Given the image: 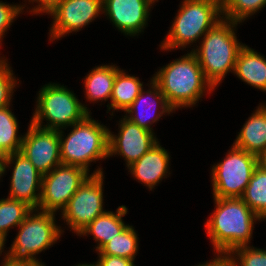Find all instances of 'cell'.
<instances>
[{
  "instance_id": "obj_12",
  "label": "cell",
  "mask_w": 266,
  "mask_h": 266,
  "mask_svg": "<svg viewBox=\"0 0 266 266\" xmlns=\"http://www.w3.org/2000/svg\"><path fill=\"white\" fill-rule=\"evenodd\" d=\"M20 153L42 174L50 173L62 164L59 130L43 129L30 122L24 134Z\"/></svg>"
},
{
  "instance_id": "obj_8",
  "label": "cell",
  "mask_w": 266,
  "mask_h": 266,
  "mask_svg": "<svg viewBox=\"0 0 266 266\" xmlns=\"http://www.w3.org/2000/svg\"><path fill=\"white\" fill-rule=\"evenodd\" d=\"M257 166L256 155L232 144L223 160L210 168L213 197L241 198Z\"/></svg>"
},
{
  "instance_id": "obj_30",
  "label": "cell",
  "mask_w": 266,
  "mask_h": 266,
  "mask_svg": "<svg viewBox=\"0 0 266 266\" xmlns=\"http://www.w3.org/2000/svg\"><path fill=\"white\" fill-rule=\"evenodd\" d=\"M23 8L20 4H9L7 2L0 1V47L2 45V39L6 36L8 29L20 14H23ZM19 15V16H18ZM6 32V33H5Z\"/></svg>"
},
{
  "instance_id": "obj_1",
  "label": "cell",
  "mask_w": 266,
  "mask_h": 266,
  "mask_svg": "<svg viewBox=\"0 0 266 266\" xmlns=\"http://www.w3.org/2000/svg\"><path fill=\"white\" fill-rule=\"evenodd\" d=\"M213 198L215 210L205 222V231L214 253L229 254L250 245L254 223L262 220L241 198Z\"/></svg>"
},
{
  "instance_id": "obj_10",
  "label": "cell",
  "mask_w": 266,
  "mask_h": 266,
  "mask_svg": "<svg viewBox=\"0 0 266 266\" xmlns=\"http://www.w3.org/2000/svg\"><path fill=\"white\" fill-rule=\"evenodd\" d=\"M89 175L83 168L65 164L43 175L38 210L61 212Z\"/></svg>"
},
{
  "instance_id": "obj_14",
  "label": "cell",
  "mask_w": 266,
  "mask_h": 266,
  "mask_svg": "<svg viewBox=\"0 0 266 266\" xmlns=\"http://www.w3.org/2000/svg\"><path fill=\"white\" fill-rule=\"evenodd\" d=\"M13 166L10 177L8 198L26 203L32 209H38L41 195L42 174L22 153L6 155V169Z\"/></svg>"
},
{
  "instance_id": "obj_3",
  "label": "cell",
  "mask_w": 266,
  "mask_h": 266,
  "mask_svg": "<svg viewBox=\"0 0 266 266\" xmlns=\"http://www.w3.org/2000/svg\"><path fill=\"white\" fill-rule=\"evenodd\" d=\"M240 23L222 18L191 52L196 56L206 80L216 89L228 73H233L239 50L245 45L236 36Z\"/></svg>"
},
{
  "instance_id": "obj_22",
  "label": "cell",
  "mask_w": 266,
  "mask_h": 266,
  "mask_svg": "<svg viewBox=\"0 0 266 266\" xmlns=\"http://www.w3.org/2000/svg\"><path fill=\"white\" fill-rule=\"evenodd\" d=\"M144 88L143 82L139 77H135L132 74H127L125 70L119 69L114 79L112 95L110 103L108 102L107 113L111 111V116H114V112L124 111L135 101L139 93Z\"/></svg>"
},
{
  "instance_id": "obj_23",
  "label": "cell",
  "mask_w": 266,
  "mask_h": 266,
  "mask_svg": "<svg viewBox=\"0 0 266 266\" xmlns=\"http://www.w3.org/2000/svg\"><path fill=\"white\" fill-rule=\"evenodd\" d=\"M241 199L261 219L266 220V171L257 166Z\"/></svg>"
},
{
  "instance_id": "obj_24",
  "label": "cell",
  "mask_w": 266,
  "mask_h": 266,
  "mask_svg": "<svg viewBox=\"0 0 266 266\" xmlns=\"http://www.w3.org/2000/svg\"><path fill=\"white\" fill-rule=\"evenodd\" d=\"M10 107L0 109V153L5 155L20 152L24 137L18 135V120Z\"/></svg>"
},
{
  "instance_id": "obj_2",
  "label": "cell",
  "mask_w": 266,
  "mask_h": 266,
  "mask_svg": "<svg viewBox=\"0 0 266 266\" xmlns=\"http://www.w3.org/2000/svg\"><path fill=\"white\" fill-rule=\"evenodd\" d=\"M152 79L175 112L197 106L206 93L210 95L215 90L191 51L161 67Z\"/></svg>"
},
{
  "instance_id": "obj_38",
  "label": "cell",
  "mask_w": 266,
  "mask_h": 266,
  "mask_svg": "<svg viewBox=\"0 0 266 266\" xmlns=\"http://www.w3.org/2000/svg\"><path fill=\"white\" fill-rule=\"evenodd\" d=\"M6 244V241H4L1 237H0V257L1 255L3 256L2 253L6 254V250L4 249ZM5 250V251H4Z\"/></svg>"
},
{
  "instance_id": "obj_36",
  "label": "cell",
  "mask_w": 266,
  "mask_h": 266,
  "mask_svg": "<svg viewBox=\"0 0 266 266\" xmlns=\"http://www.w3.org/2000/svg\"><path fill=\"white\" fill-rule=\"evenodd\" d=\"M5 161H6V155L3 153H0V181L1 177L5 174Z\"/></svg>"
},
{
  "instance_id": "obj_15",
  "label": "cell",
  "mask_w": 266,
  "mask_h": 266,
  "mask_svg": "<svg viewBox=\"0 0 266 266\" xmlns=\"http://www.w3.org/2000/svg\"><path fill=\"white\" fill-rule=\"evenodd\" d=\"M155 3L153 0H103V14L123 35L135 37L147 27Z\"/></svg>"
},
{
  "instance_id": "obj_39",
  "label": "cell",
  "mask_w": 266,
  "mask_h": 266,
  "mask_svg": "<svg viewBox=\"0 0 266 266\" xmlns=\"http://www.w3.org/2000/svg\"><path fill=\"white\" fill-rule=\"evenodd\" d=\"M75 266H99L96 262H93V263H78L77 265H75Z\"/></svg>"
},
{
  "instance_id": "obj_18",
  "label": "cell",
  "mask_w": 266,
  "mask_h": 266,
  "mask_svg": "<svg viewBox=\"0 0 266 266\" xmlns=\"http://www.w3.org/2000/svg\"><path fill=\"white\" fill-rule=\"evenodd\" d=\"M233 145L257 157L266 150V103H259L238 132Z\"/></svg>"
},
{
  "instance_id": "obj_33",
  "label": "cell",
  "mask_w": 266,
  "mask_h": 266,
  "mask_svg": "<svg viewBox=\"0 0 266 266\" xmlns=\"http://www.w3.org/2000/svg\"><path fill=\"white\" fill-rule=\"evenodd\" d=\"M217 254V255H216ZM214 258L204 262L203 264L199 263L194 266H229V257L228 254L224 253H215Z\"/></svg>"
},
{
  "instance_id": "obj_34",
  "label": "cell",
  "mask_w": 266,
  "mask_h": 266,
  "mask_svg": "<svg viewBox=\"0 0 266 266\" xmlns=\"http://www.w3.org/2000/svg\"><path fill=\"white\" fill-rule=\"evenodd\" d=\"M0 264L1 266H32L26 261L13 260L7 254H4L3 260Z\"/></svg>"
},
{
  "instance_id": "obj_4",
  "label": "cell",
  "mask_w": 266,
  "mask_h": 266,
  "mask_svg": "<svg viewBox=\"0 0 266 266\" xmlns=\"http://www.w3.org/2000/svg\"><path fill=\"white\" fill-rule=\"evenodd\" d=\"M65 137L64 128L59 130L60 159L62 164L77 166L90 172L91 162L108 159L109 128L92 119L88 114L73 124Z\"/></svg>"
},
{
  "instance_id": "obj_6",
  "label": "cell",
  "mask_w": 266,
  "mask_h": 266,
  "mask_svg": "<svg viewBox=\"0 0 266 266\" xmlns=\"http://www.w3.org/2000/svg\"><path fill=\"white\" fill-rule=\"evenodd\" d=\"M37 93L35 111L30 122L43 129H67L82 121L91 110L80 102L76 93L58 83H48ZM46 121L47 124H44ZM44 124V125H43Z\"/></svg>"
},
{
  "instance_id": "obj_32",
  "label": "cell",
  "mask_w": 266,
  "mask_h": 266,
  "mask_svg": "<svg viewBox=\"0 0 266 266\" xmlns=\"http://www.w3.org/2000/svg\"><path fill=\"white\" fill-rule=\"evenodd\" d=\"M96 263L99 266H136L135 260L126 259L113 255H98Z\"/></svg>"
},
{
  "instance_id": "obj_28",
  "label": "cell",
  "mask_w": 266,
  "mask_h": 266,
  "mask_svg": "<svg viewBox=\"0 0 266 266\" xmlns=\"http://www.w3.org/2000/svg\"><path fill=\"white\" fill-rule=\"evenodd\" d=\"M229 266H266V249L244 245L229 254Z\"/></svg>"
},
{
  "instance_id": "obj_35",
  "label": "cell",
  "mask_w": 266,
  "mask_h": 266,
  "mask_svg": "<svg viewBox=\"0 0 266 266\" xmlns=\"http://www.w3.org/2000/svg\"><path fill=\"white\" fill-rule=\"evenodd\" d=\"M257 158H258V166L266 171V150L263 151Z\"/></svg>"
},
{
  "instance_id": "obj_13",
  "label": "cell",
  "mask_w": 266,
  "mask_h": 266,
  "mask_svg": "<svg viewBox=\"0 0 266 266\" xmlns=\"http://www.w3.org/2000/svg\"><path fill=\"white\" fill-rule=\"evenodd\" d=\"M118 134L109 129L108 158L114 155L124 158L126 167L136 162L159 140L156 134L132 123L126 117L118 121Z\"/></svg>"
},
{
  "instance_id": "obj_9",
  "label": "cell",
  "mask_w": 266,
  "mask_h": 266,
  "mask_svg": "<svg viewBox=\"0 0 266 266\" xmlns=\"http://www.w3.org/2000/svg\"><path fill=\"white\" fill-rule=\"evenodd\" d=\"M104 179L103 168L97 169L84 180L71 197L60 217L72 233L78 234L85 229L104 210Z\"/></svg>"
},
{
  "instance_id": "obj_5",
  "label": "cell",
  "mask_w": 266,
  "mask_h": 266,
  "mask_svg": "<svg viewBox=\"0 0 266 266\" xmlns=\"http://www.w3.org/2000/svg\"><path fill=\"white\" fill-rule=\"evenodd\" d=\"M174 16L170 30L159 47L161 51L190 48L222 17V9L208 0H183Z\"/></svg>"
},
{
  "instance_id": "obj_11",
  "label": "cell",
  "mask_w": 266,
  "mask_h": 266,
  "mask_svg": "<svg viewBox=\"0 0 266 266\" xmlns=\"http://www.w3.org/2000/svg\"><path fill=\"white\" fill-rule=\"evenodd\" d=\"M103 14V0H61L47 15L53 19L49 41L79 32Z\"/></svg>"
},
{
  "instance_id": "obj_29",
  "label": "cell",
  "mask_w": 266,
  "mask_h": 266,
  "mask_svg": "<svg viewBox=\"0 0 266 266\" xmlns=\"http://www.w3.org/2000/svg\"><path fill=\"white\" fill-rule=\"evenodd\" d=\"M12 67L8 59L0 57V109L12 105V97L17 85L21 84L18 78L14 76Z\"/></svg>"
},
{
  "instance_id": "obj_19",
  "label": "cell",
  "mask_w": 266,
  "mask_h": 266,
  "mask_svg": "<svg viewBox=\"0 0 266 266\" xmlns=\"http://www.w3.org/2000/svg\"><path fill=\"white\" fill-rule=\"evenodd\" d=\"M233 73L252 88L266 92V58L246 44L239 50Z\"/></svg>"
},
{
  "instance_id": "obj_37",
  "label": "cell",
  "mask_w": 266,
  "mask_h": 266,
  "mask_svg": "<svg viewBox=\"0 0 266 266\" xmlns=\"http://www.w3.org/2000/svg\"><path fill=\"white\" fill-rule=\"evenodd\" d=\"M216 3L221 9L226 5L228 0H208Z\"/></svg>"
},
{
  "instance_id": "obj_31",
  "label": "cell",
  "mask_w": 266,
  "mask_h": 266,
  "mask_svg": "<svg viewBox=\"0 0 266 266\" xmlns=\"http://www.w3.org/2000/svg\"><path fill=\"white\" fill-rule=\"evenodd\" d=\"M27 0H24L25 4L22 5L23 11L26 10L27 8L29 9L28 13H30V15H40V14H47L52 8H54L61 0H28V4H34L37 3V5H33L34 7L29 8L28 5L26 4ZM27 5V6H26ZM25 7H27L25 9Z\"/></svg>"
},
{
  "instance_id": "obj_21",
  "label": "cell",
  "mask_w": 266,
  "mask_h": 266,
  "mask_svg": "<svg viewBox=\"0 0 266 266\" xmlns=\"http://www.w3.org/2000/svg\"><path fill=\"white\" fill-rule=\"evenodd\" d=\"M120 68L115 64L95 66L84 79V97L90 103L106 102L111 98L116 73Z\"/></svg>"
},
{
  "instance_id": "obj_16",
  "label": "cell",
  "mask_w": 266,
  "mask_h": 266,
  "mask_svg": "<svg viewBox=\"0 0 266 266\" xmlns=\"http://www.w3.org/2000/svg\"><path fill=\"white\" fill-rule=\"evenodd\" d=\"M149 81L146 85L149 89H142L135 101L125 110L124 117L154 133L153 124L160 121L162 116L171 115L175 111L167 103L159 85L152 78Z\"/></svg>"
},
{
  "instance_id": "obj_26",
  "label": "cell",
  "mask_w": 266,
  "mask_h": 266,
  "mask_svg": "<svg viewBox=\"0 0 266 266\" xmlns=\"http://www.w3.org/2000/svg\"><path fill=\"white\" fill-rule=\"evenodd\" d=\"M32 210L24 202L8 197L0 199V237L7 241L10 229L17 228Z\"/></svg>"
},
{
  "instance_id": "obj_7",
  "label": "cell",
  "mask_w": 266,
  "mask_h": 266,
  "mask_svg": "<svg viewBox=\"0 0 266 266\" xmlns=\"http://www.w3.org/2000/svg\"><path fill=\"white\" fill-rule=\"evenodd\" d=\"M55 213L33 209L17 227L18 233L6 254L13 260L26 261L38 265L37 255L57 243L64 234V228L57 226Z\"/></svg>"
},
{
  "instance_id": "obj_27",
  "label": "cell",
  "mask_w": 266,
  "mask_h": 266,
  "mask_svg": "<svg viewBox=\"0 0 266 266\" xmlns=\"http://www.w3.org/2000/svg\"><path fill=\"white\" fill-rule=\"evenodd\" d=\"M266 7V0H228L222 8V17L242 23Z\"/></svg>"
},
{
  "instance_id": "obj_20",
  "label": "cell",
  "mask_w": 266,
  "mask_h": 266,
  "mask_svg": "<svg viewBox=\"0 0 266 266\" xmlns=\"http://www.w3.org/2000/svg\"><path fill=\"white\" fill-rule=\"evenodd\" d=\"M127 212L128 208L125 205L118 206L116 212L106 211L96 217L78 236L93 235L92 238L97 243L94 248L98 252L111 238L120 234L129 225L123 221Z\"/></svg>"
},
{
  "instance_id": "obj_17",
  "label": "cell",
  "mask_w": 266,
  "mask_h": 266,
  "mask_svg": "<svg viewBox=\"0 0 266 266\" xmlns=\"http://www.w3.org/2000/svg\"><path fill=\"white\" fill-rule=\"evenodd\" d=\"M170 157V153L158 141L127 169L134 180H138L137 182L144 184L152 191L163 178L170 176Z\"/></svg>"
},
{
  "instance_id": "obj_40",
  "label": "cell",
  "mask_w": 266,
  "mask_h": 266,
  "mask_svg": "<svg viewBox=\"0 0 266 266\" xmlns=\"http://www.w3.org/2000/svg\"><path fill=\"white\" fill-rule=\"evenodd\" d=\"M32 266H46L45 263H40L38 265H32Z\"/></svg>"
},
{
  "instance_id": "obj_25",
  "label": "cell",
  "mask_w": 266,
  "mask_h": 266,
  "mask_svg": "<svg viewBox=\"0 0 266 266\" xmlns=\"http://www.w3.org/2000/svg\"><path fill=\"white\" fill-rule=\"evenodd\" d=\"M139 237L132 225H128L120 234L111 238L97 255H113L135 260L139 249Z\"/></svg>"
}]
</instances>
